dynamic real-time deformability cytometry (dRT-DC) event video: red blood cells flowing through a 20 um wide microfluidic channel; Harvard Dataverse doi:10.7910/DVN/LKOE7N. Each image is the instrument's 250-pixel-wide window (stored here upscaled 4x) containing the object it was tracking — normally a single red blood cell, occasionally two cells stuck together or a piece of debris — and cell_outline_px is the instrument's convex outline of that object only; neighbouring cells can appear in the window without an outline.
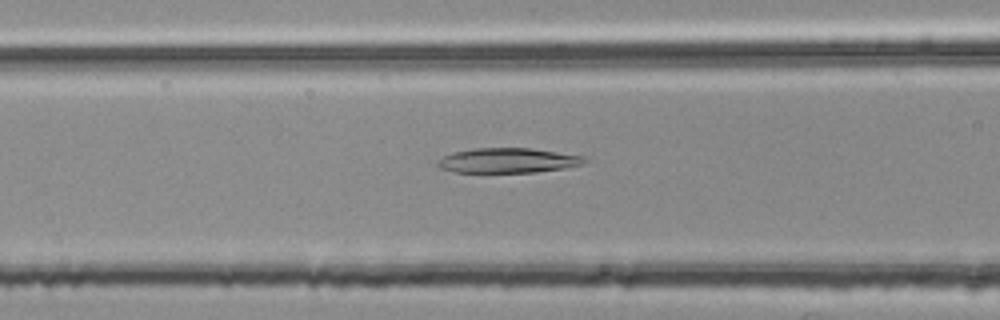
{"species": "common noctule bat (a hibernating species)", "species_latin": "Nyctalus noctula", "temperature_condition": "room temperature", "stored_images_in_passage": 30, "camera_frame_rate_fps": 3000, "um_per_image_px": 0.085, "animal": {"sex": "female", "body_mass_g": 25.1}, "frame": {"image": 1, "passage_image": 8, "time_ms": 2.333, "image_size_px": [1000, 320], "cell_outline_px": [[588, 160], [584, 164], [564, 168], [536, 172], [452, 172], [440, 168], [436, 164], [444, 156], [452, 152], [476, 148], [528, 148], [584, 156]], "centroid_in_image_um": [43.18, 13.64], "position_along_channel_um": 123.4, "area_um2": 21.15}}
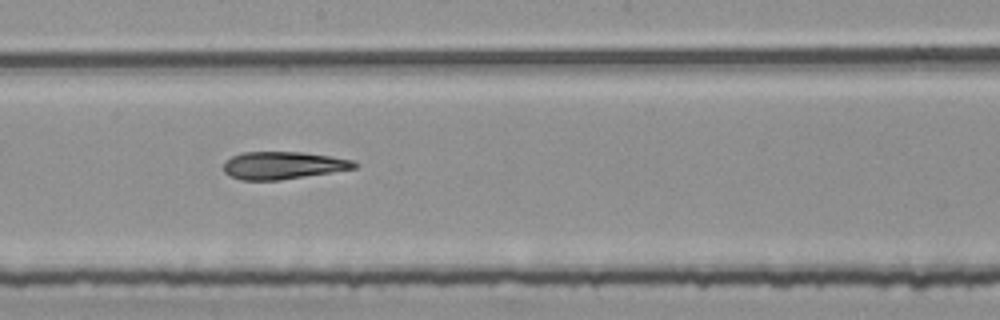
{"frame": {"image": 2, "passage_image": 16, "time_ms": 5.0, "image_size_px": [1000, 320], "cell_outline_px": [[360, 164], [356, 168], [280, 180], [240, 180], [224, 172], [224, 160], [232, 156], [244, 152], [304, 152], [352, 160]], "centroid_in_image_um": [24.04, 14.05], "position_along_channel_um": 224.2, "area_um2": 20.87}}
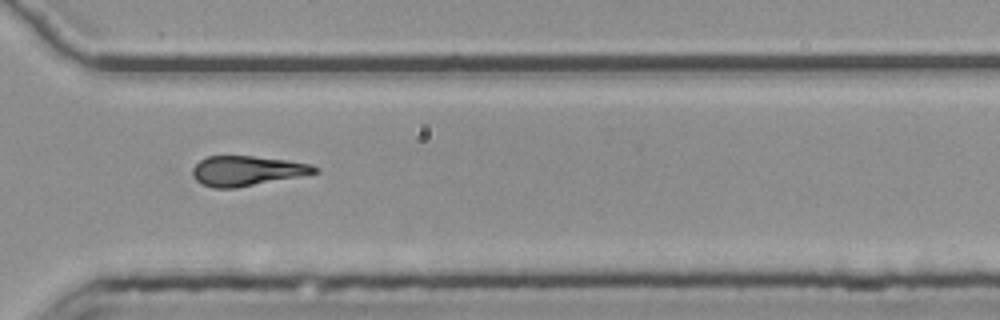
{"frame": {"image": 3, "passage_image": 26, "time_ms": 8.333, "image_size_px": [1000, 320], "cell_outline_px": [[320, 172], [300, 176], [236, 188], [212, 188], [200, 184], [192, 176], [192, 168], [200, 160], [208, 156], [252, 156], [288, 160], [312, 164], [320, 168]], "centroid_in_image_um": [20.99, 14.52], "position_along_channel_um": 349.6, "area_um2": 21.44}, "authors_computed_cell_mechanics": {"area_um2": 21.5594, "velocity_mm_per_s": 3.7727, "shape_relaxation_time_tau1_ms": null, "shape_relaxation_time_tau2_ms": 6.9737, "deformation_change_tau1": null, "deformation_change_tau2": 0.2018}}